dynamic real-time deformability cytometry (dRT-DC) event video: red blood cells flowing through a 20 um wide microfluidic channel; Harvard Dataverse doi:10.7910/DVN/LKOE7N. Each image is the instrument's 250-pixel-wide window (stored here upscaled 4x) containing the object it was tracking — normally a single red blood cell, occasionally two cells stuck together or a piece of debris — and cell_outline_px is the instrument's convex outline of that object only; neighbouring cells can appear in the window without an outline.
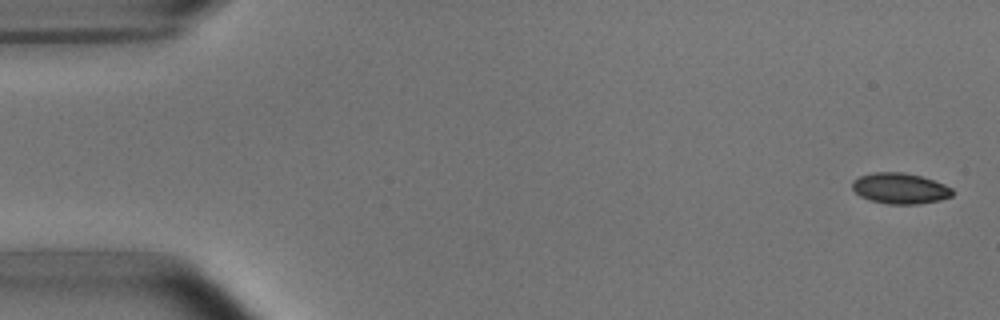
{"species": "common noctule bat (a hibernating species)", "species_latin": "Nyctalus noctula", "temperature_condition": "room temperature", "stored_images_in_passage": 4, "camera_frame_rate_fps": 3000, "um_per_image_px": 0.085, "animal": {"sex": "male", "body_mass_g": 15.6}, "frame": {"image": 1, "passage_image": 1, "time_ms": 0.0, "image_size_px": [1000, 320], "cell_outline_px": [[952, 196], [940, 200], [916, 204], [888, 204], [868, 200], [860, 196], [852, 188], [852, 180], [860, 176], [872, 172], [904, 172], [920, 176], [944, 184], [952, 188]], "centroid_in_image_um": [76.47, 16.01], "position_along_channel_um": 8.5, "area_um2": 17.98}}